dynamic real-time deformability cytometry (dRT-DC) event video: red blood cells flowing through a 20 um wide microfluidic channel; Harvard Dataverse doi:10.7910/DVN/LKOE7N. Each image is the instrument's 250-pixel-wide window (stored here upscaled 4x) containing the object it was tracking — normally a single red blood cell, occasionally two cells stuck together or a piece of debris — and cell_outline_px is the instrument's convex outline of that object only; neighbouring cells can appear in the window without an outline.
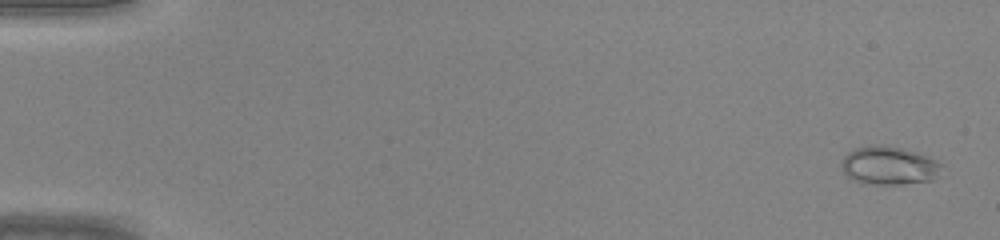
{"species": "common noctule bat (a hibernating species)", "species_latin": "Nyctalus noctula", "temperature_condition": "warm", "stored_images_in_passage": 46, "camera_frame_rate_fps": 3000, "um_per_image_px": 0.085, "animal": {"sex": "male", "body_mass_g": 20.0, "forearm_length_mm": 53.3}, "frame": {"image": 1, "passage_image": 2, "time_ms": 0.333, "image_size_px": [1000, 240], "cell_outline_px": [[944, 164], [940, 176], [932, 180], [900, 184], [860, 184], [852, 180], [840, 168], [840, 160], [848, 152], [856, 148], [880, 144], [884, 144], [916, 152], [936, 160]], "centroid_in_image_um": [75.56, 14.09], "position_along_channel_um": 9.4, "area_um2": 22.77}}
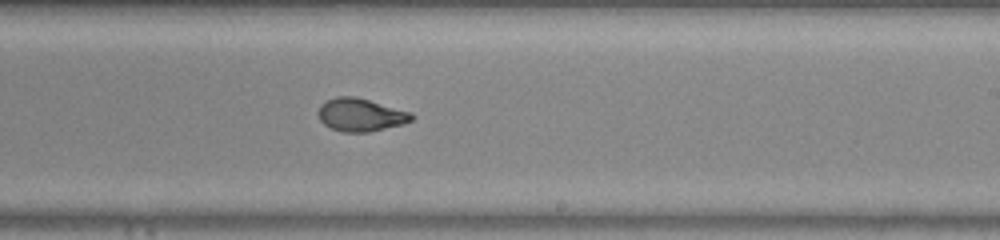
{"frame": {"image": 2, "passage_image": 29, "time_ms": 9.333, "image_size_px": [1000, 240], "cell_outline_px": [[416, 116], [412, 120], [404, 124], [368, 132], [344, 132], [332, 128], [324, 124], [320, 120], [316, 112], [320, 104], [336, 96], [356, 96], [412, 112]], "centroid_in_image_um": [30.66, 9.75], "position_along_channel_um": 258.3, "area_um2": 18.15}}
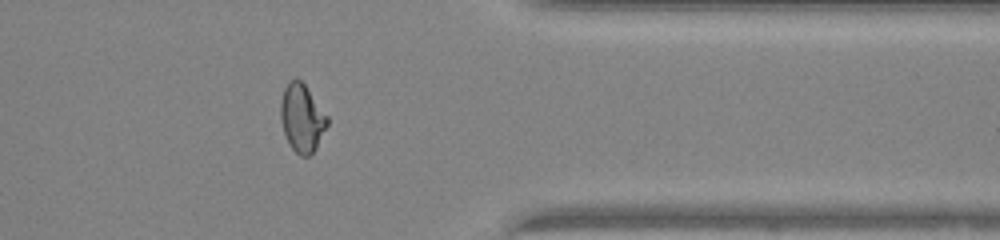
{"frame": {"image": 3, "passage_image": 38, "time_ms": 12.333, "image_size_px": [1000, 240], "cell_outline_px": [[328, 124], [316, 148], [308, 156], [300, 156], [288, 144], [280, 120], [280, 100], [284, 88], [288, 80], [296, 76], [304, 84], [328, 116]], "centroid_in_image_um": [25.64, 10.0], "position_along_channel_um": 385.8, "area_um2": 18.61}}